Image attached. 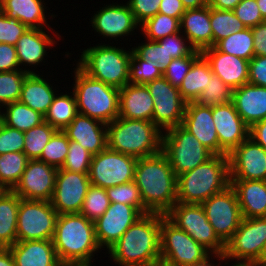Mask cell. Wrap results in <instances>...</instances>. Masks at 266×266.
<instances>
[{
  "instance_id": "2644e50d",
  "label": "cell",
  "mask_w": 266,
  "mask_h": 266,
  "mask_svg": "<svg viewBox=\"0 0 266 266\" xmlns=\"http://www.w3.org/2000/svg\"><path fill=\"white\" fill-rule=\"evenodd\" d=\"M250 264L252 266H266V263H261V262H251Z\"/></svg>"
},
{
  "instance_id": "4dcf8cb0",
  "label": "cell",
  "mask_w": 266,
  "mask_h": 266,
  "mask_svg": "<svg viewBox=\"0 0 266 266\" xmlns=\"http://www.w3.org/2000/svg\"><path fill=\"white\" fill-rule=\"evenodd\" d=\"M53 39L43 29H28L18 40L16 53L19 65H35L44 59L46 47L53 44Z\"/></svg>"
},
{
  "instance_id": "4fadbf2b",
  "label": "cell",
  "mask_w": 266,
  "mask_h": 266,
  "mask_svg": "<svg viewBox=\"0 0 266 266\" xmlns=\"http://www.w3.org/2000/svg\"><path fill=\"white\" fill-rule=\"evenodd\" d=\"M266 242V217L242 218L239 228L225 243L220 260L239 259L240 263L260 262Z\"/></svg>"
},
{
  "instance_id": "7a4b0ae2",
  "label": "cell",
  "mask_w": 266,
  "mask_h": 266,
  "mask_svg": "<svg viewBox=\"0 0 266 266\" xmlns=\"http://www.w3.org/2000/svg\"><path fill=\"white\" fill-rule=\"evenodd\" d=\"M161 214H144L109 248V253L121 266H151L161 259Z\"/></svg>"
},
{
  "instance_id": "60d3db41",
  "label": "cell",
  "mask_w": 266,
  "mask_h": 266,
  "mask_svg": "<svg viewBox=\"0 0 266 266\" xmlns=\"http://www.w3.org/2000/svg\"><path fill=\"white\" fill-rule=\"evenodd\" d=\"M142 31L148 40L158 41L166 36L181 31L180 20L168 15L157 13L142 24Z\"/></svg>"
},
{
  "instance_id": "5bb4252c",
  "label": "cell",
  "mask_w": 266,
  "mask_h": 266,
  "mask_svg": "<svg viewBox=\"0 0 266 266\" xmlns=\"http://www.w3.org/2000/svg\"><path fill=\"white\" fill-rule=\"evenodd\" d=\"M218 237L226 243L239 228L242 220L235 190L230 185L201 204Z\"/></svg>"
},
{
  "instance_id": "8d00e7d4",
  "label": "cell",
  "mask_w": 266,
  "mask_h": 266,
  "mask_svg": "<svg viewBox=\"0 0 266 266\" xmlns=\"http://www.w3.org/2000/svg\"><path fill=\"white\" fill-rule=\"evenodd\" d=\"M29 160L23 152H8L0 155V184L7 190H13Z\"/></svg>"
},
{
  "instance_id": "f907efd6",
  "label": "cell",
  "mask_w": 266,
  "mask_h": 266,
  "mask_svg": "<svg viewBox=\"0 0 266 266\" xmlns=\"http://www.w3.org/2000/svg\"><path fill=\"white\" fill-rule=\"evenodd\" d=\"M149 43L133 48L132 51L142 60H151L157 62L164 70L173 57L168 56L165 50V43H158L157 41L148 40Z\"/></svg>"
},
{
  "instance_id": "52a82bcc",
  "label": "cell",
  "mask_w": 266,
  "mask_h": 266,
  "mask_svg": "<svg viewBox=\"0 0 266 266\" xmlns=\"http://www.w3.org/2000/svg\"><path fill=\"white\" fill-rule=\"evenodd\" d=\"M132 51L100 45L82 52L77 65L91 78L121 89L129 84Z\"/></svg>"
},
{
  "instance_id": "277c9868",
  "label": "cell",
  "mask_w": 266,
  "mask_h": 266,
  "mask_svg": "<svg viewBox=\"0 0 266 266\" xmlns=\"http://www.w3.org/2000/svg\"><path fill=\"white\" fill-rule=\"evenodd\" d=\"M230 184L228 155H213L193 170L177 176V202L202 204Z\"/></svg>"
},
{
  "instance_id": "7bdbcfd3",
  "label": "cell",
  "mask_w": 266,
  "mask_h": 266,
  "mask_svg": "<svg viewBox=\"0 0 266 266\" xmlns=\"http://www.w3.org/2000/svg\"><path fill=\"white\" fill-rule=\"evenodd\" d=\"M68 148L69 139L67 135L63 131L57 130L42 150L38 160L56 168H61L65 162Z\"/></svg>"
},
{
  "instance_id": "003e7915",
  "label": "cell",
  "mask_w": 266,
  "mask_h": 266,
  "mask_svg": "<svg viewBox=\"0 0 266 266\" xmlns=\"http://www.w3.org/2000/svg\"><path fill=\"white\" fill-rule=\"evenodd\" d=\"M256 2L261 12L262 18L266 20V0H256Z\"/></svg>"
},
{
  "instance_id": "c3c4849f",
  "label": "cell",
  "mask_w": 266,
  "mask_h": 266,
  "mask_svg": "<svg viewBox=\"0 0 266 266\" xmlns=\"http://www.w3.org/2000/svg\"><path fill=\"white\" fill-rule=\"evenodd\" d=\"M92 154L76 141L69 140L68 153L60 169L89 174Z\"/></svg>"
},
{
  "instance_id": "484cf974",
  "label": "cell",
  "mask_w": 266,
  "mask_h": 266,
  "mask_svg": "<svg viewBox=\"0 0 266 266\" xmlns=\"http://www.w3.org/2000/svg\"><path fill=\"white\" fill-rule=\"evenodd\" d=\"M232 102L249 127L266 119V87L244 84L233 90Z\"/></svg>"
},
{
  "instance_id": "d6986e66",
  "label": "cell",
  "mask_w": 266,
  "mask_h": 266,
  "mask_svg": "<svg viewBox=\"0 0 266 266\" xmlns=\"http://www.w3.org/2000/svg\"><path fill=\"white\" fill-rule=\"evenodd\" d=\"M230 179L265 180L266 150L248 137L229 154Z\"/></svg>"
},
{
  "instance_id": "8fae6325",
  "label": "cell",
  "mask_w": 266,
  "mask_h": 266,
  "mask_svg": "<svg viewBox=\"0 0 266 266\" xmlns=\"http://www.w3.org/2000/svg\"><path fill=\"white\" fill-rule=\"evenodd\" d=\"M58 215L51 201L20 199L17 241L52 240Z\"/></svg>"
},
{
  "instance_id": "e7e4bbea",
  "label": "cell",
  "mask_w": 266,
  "mask_h": 266,
  "mask_svg": "<svg viewBox=\"0 0 266 266\" xmlns=\"http://www.w3.org/2000/svg\"><path fill=\"white\" fill-rule=\"evenodd\" d=\"M0 266H15L14 258L10 248L0 247Z\"/></svg>"
},
{
  "instance_id": "f5cc1de1",
  "label": "cell",
  "mask_w": 266,
  "mask_h": 266,
  "mask_svg": "<svg viewBox=\"0 0 266 266\" xmlns=\"http://www.w3.org/2000/svg\"><path fill=\"white\" fill-rule=\"evenodd\" d=\"M24 132L5 125L0 120V155L8 152H23Z\"/></svg>"
},
{
  "instance_id": "9f6ffc18",
  "label": "cell",
  "mask_w": 266,
  "mask_h": 266,
  "mask_svg": "<svg viewBox=\"0 0 266 266\" xmlns=\"http://www.w3.org/2000/svg\"><path fill=\"white\" fill-rule=\"evenodd\" d=\"M185 39L183 36L180 37V33H175L165 38L158 40V43H165V50L167 51L168 56L174 58H182L184 56H189L195 49L189 45L186 46Z\"/></svg>"
},
{
  "instance_id": "6f0895ef",
  "label": "cell",
  "mask_w": 266,
  "mask_h": 266,
  "mask_svg": "<svg viewBox=\"0 0 266 266\" xmlns=\"http://www.w3.org/2000/svg\"><path fill=\"white\" fill-rule=\"evenodd\" d=\"M248 83L266 87V56H254L249 61Z\"/></svg>"
},
{
  "instance_id": "e0dca14e",
  "label": "cell",
  "mask_w": 266,
  "mask_h": 266,
  "mask_svg": "<svg viewBox=\"0 0 266 266\" xmlns=\"http://www.w3.org/2000/svg\"><path fill=\"white\" fill-rule=\"evenodd\" d=\"M58 168L39 161L29 160L21 179L13 191L25 200L51 201Z\"/></svg>"
},
{
  "instance_id": "7402d4cb",
  "label": "cell",
  "mask_w": 266,
  "mask_h": 266,
  "mask_svg": "<svg viewBox=\"0 0 266 266\" xmlns=\"http://www.w3.org/2000/svg\"><path fill=\"white\" fill-rule=\"evenodd\" d=\"M201 54L209 62L212 73L232 90L248 83V60L223 53L215 46L203 50Z\"/></svg>"
},
{
  "instance_id": "2e32d148",
  "label": "cell",
  "mask_w": 266,
  "mask_h": 266,
  "mask_svg": "<svg viewBox=\"0 0 266 266\" xmlns=\"http://www.w3.org/2000/svg\"><path fill=\"white\" fill-rule=\"evenodd\" d=\"M90 185L88 174L58 168L52 206L59 215L80 213Z\"/></svg>"
},
{
  "instance_id": "74e56055",
  "label": "cell",
  "mask_w": 266,
  "mask_h": 266,
  "mask_svg": "<svg viewBox=\"0 0 266 266\" xmlns=\"http://www.w3.org/2000/svg\"><path fill=\"white\" fill-rule=\"evenodd\" d=\"M210 25L213 33V46L232 33L247 27L234 14L233 10H216L210 7Z\"/></svg>"
},
{
  "instance_id": "6da1fadb",
  "label": "cell",
  "mask_w": 266,
  "mask_h": 266,
  "mask_svg": "<svg viewBox=\"0 0 266 266\" xmlns=\"http://www.w3.org/2000/svg\"><path fill=\"white\" fill-rule=\"evenodd\" d=\"M134 181L149 213L165 215L177 202V176L162 151L137 159Z\"/></svg>"
},
{
  "instance_id": "d4e9b609",
  "label": "cell",
  "mask_w": 266,
  "mask_h": 266,
  "mask_svg": "<svg viewBox=\"0 0 266 266\" xmlns=\"http://www.w3.org/2000/svg\"><path fill=\"white\" fill-rule=\"evenodd\" d=\"M154 101L144 84H126L119 89V117L153 121Z\"/></svg>"
},
{
  "instance_id": "7dc6e473",
  "label": "cell",
  "mask_w": 266,
  "mask_h": 266,
  "mask_svg": "<svg viewBox=\"0 0 266 266\" xmlns=\"http://www.w3.org/2000/svg\"><path fill=\"white\" fill-rule=\"evenodd\" d=\"M107 196L112 203H124L134 206L143 215L149 212L144 208V204L140 195V190L135 181L125 184L116 185L106 189Z\"/></svg>"
},
{
  "instance_id": "91938a15",
  "label": "cell",
  "mask_w": 266,
  "mask_h": 266,
  "mask_svg": "<svg viewBox=\"0 0 266 266\" xmlns=\"http://www.w3.org/2000/svg\"><path fill=\"white\" fill-rule=\"evenodd\" d=\"M254 56H266V20L251 27Z\"/></svg>"
},
{
  "instance_id": "11e5206c",
  "label": "cell",
  "mask_w": 266,
  "mask_h": 266,
  "mask_svg": "<svg viewBox=\"0 0 266 266\" xmlns=\"http://www.w3.org/2000/svg\"><path fill=\"white\" fill-rule=\"evenodd\" d=\"M214 264H212V263H207V264H204V265H202V266H213ZM217 266V265H216Z\"/></svg>"
},
{
  "instance_id": "89a4df30",
  "label": "cell",
  "mask_w": 266,
  "mask_h": 266,
  "mask_svg": "<svg viewBox=\"0 0 266 266\" xmlns=\"http://www.w3.org/2000/svg\"><path fill=\"white\" fill-rule=\"evenodd\" d=\"M260 262L266 263V242H265L264 247H263L262 252H261Z\"/></svg>"
},
{
  "instance_id": "f1b7e54d",
  "label": "cell",
  "mask_w": 266,
  "mask_h": 266,
  "mask_svg": "<svg viewBox=\"0 0 266 266\" xmlns=\"http://www.w3.org/2000/svg\"><path fill=\"white\" fill-rule=\"evenodd\" d=\"M242 218L266 217V181L230 179Z\"/></svg>"
},
{
  "instance_id": "9c48e42d",
  "label": "cell",
  "mask_w": 266,
  "mask_h": 266,
  "mask_svg": "<svg viewBox=\"0 0 266 266\" xmlns=\"http://www.w3.org/2000/svg\"><path fill=\"white\" fill-rule=\"evenodd\" d=\"M166 131L162 135V152L168 157L176 176L193 170L214 155L182 125Z\"/></svg>"
},
{
  "instance_id": "3957f363",
  "label": "cell",
  "mask_w": 266,
  "mask_h": 266,
  "mask_svg": "<svg viewBox=\"0 0 266 266\" xmlns=\"http://www.w3.org/2000/svg\"><path fill=\"white\" fill-rule=\"evenodd\" d=\"M52 242L62 265H91L96 241L94 221L81 213L58 215Z\"/></svg>"
},
{
  "instance_id": "e575fe53",
  "label": "cell",
  "mask_w": 266,
  "mask_h": 266,
  "mask_svg": "<svg viewBox=\"0 0 266 266\" xmlns=\"http://www.w3.org/2000/svg\"><path fill=\"white\" fill-rule=\"evenodd\" d=\"M7 106L6 113L0 111V120L7 126L26 132L44 122V116L29 106L16 101Z\"/></svg>"
},
{
  "instance_id": "1f68e13d",
  "label": "cell",
  "mask_w": 266,
  "mask_h": 266,
  "mask_svg": "<svg viewBox=\"0 0 266 266\" xmlns=\"http://www.w3.org/2000/svg\"><path fill=\"white\" fill-rule=\"evenodd\" d=\"M43 7L41 0H1L0 10L30 29H43V24L46 25Z\"/></svg>"
},
{
  "instance_id": "d6a6232c",
  "label": "cell",
  "mask_w": 266,
  "mask_h": 266,
  "mask_svg": "<svg viewBox=\"0 0 266 266\" xmlns=\"http://www.w3.org/2000/svg\"><path fill=\"white\" fill-rule=\"evenodd\" d=\"M20 197L7 190L0 196V247L9 248L17 242V216Z\"/></svg>"
},
{
  "instance_id": "816d5d0a",
  "label": "cell",
  "mask_w": 266,
  "mask_h": 266,
  "mask_svg": "<svg viewBox=\"0 0 266 266\" xmlns=\"http://www.w3.org/2000/svg\"><path fill=\"white\" fill-rule=\"evenodd\" d=\"M29 28L16 18L7 17L0 10V43L15 46Z\"/></svg>"
},
{
  "instance_id": "ee69618b",
  "label": "cell",
  "mask_w": 266,
  "mask_h": 266,
  "mask_svg": "<svg viewBox=\"0 0 266 266\" xmlns=\"http://www.w3.org/2000/svg\"><path fill=\"white\" fill-rule=\"evenodd\" d=\"M138 63V64H137ZM163 69L157 62L140 59L133 51L131 55L129 83L147 84L163 76Z\"/></svg>"
},
{
  "instance_id": "f546056e",
  "label": "cell",
  "mask_w": 266,
  "mask_h": 266,
  "mask_svg": "<svg viewBox=\"0 0 266 266\" xmlns=\"http://www.w3.org/2000/svg\"><path fill=\"white\" fill-rule=\"evenodd\" d=\"M50 86L36 73H29L23 82L19 102L45 116L55 96Z\"/></svg>"
},
{
  "instance_id": "5b68a950",
  "label": "cell",
  "mask_w": 266,
  "mask_h": 266,
  "mask_svg": "<svg viewBox=\"0 0 266 266\" xmlns=\"http://www.w3.org/2000/svg\"><path fill=\"white\" fill-rule=\"evenodd\" d=\"M153 121L116 118L107 124V147L135 158L162 151V132Z\"/></svg>"
},
{
  "instance_id": "6125c7cd",
  "label": "cell",
  "mask_w": 266,
  "mask_h": 266,
  "mask_svg": "<svg viewBox=\"0 0 266 266\" xmlns=\"http://www.w3.org/2000/svg\"><path fill=\"white\" fill-rule=\"evenodd\" d=\"M249 137L266 150V119L258 121L250 127Z\"/></svg>"
},
{
  "instance_id": "4316f807",
  "label": "cell",
  "mask_w": 266,
  "mask_h": 266,
  "mask_svg": "<svg viewBox=\"0 0 266 266\" xmlns=\"http://www.w3.org/2000/svg\"><path fill=\"white\" fill-rule=\"evenodd\" d=\"M15 266H61L52 240L17 241L9 247Z\"/></svg>"
},
{
  "instance_id": "603a6c76",
  "label": "cell",
  "mask_w": 266,
  "mask_h": 266,
  "mask_svg": "<svg viewBox=\"0 0 266 266\" xmlns=\"http://www.w3.org/2000/svg\"><path fill=\"white\" fill-rule=\"evenodd\" d=\"M63 132L69 140L78 142L92 155L107 147V124L88 116L78 114Z\"/></svg>"
},
{
  "instance_id": "8992f818",
  "label": "cell",
  "mask_w": 266,
  "mask_h": 266,
  "mask_svg": "<svg viewBox=\"0 0 266 266\" xmlns=\"http://www.w3.org/2000/svg\"><path fill=\"white\" fill-rule=\"evenodd\" d=\"M73 95L78 113L105 124L119 117V89L95 80L79 67L75 71ZM80 110V111H79Z\"/></svg>"
},
{
  "instance_id": "836d02e7",
  "label": "cell",
  "mask_w": 266,
  "mask_h": 266,
  "mask_svg": "<svg viewBox=\"0 0 266 266\" xmlns=\"http://www.w3.org/2000/svg\"><path fill=\"white\" fill-rule=\"evenodd\" d=\"M214 76L209 62L201 54L192 64L180 87L181 97L187 102H195L209 80Z\"/></svg>"
},
{
  "instance_id": "bcb514c9",
  "label": "cell",
  "mask_w": 266,
  "mask_h": 266,
  "mask_svg": "<svg viewBox=\"0 0 266 266\" xmlns=\"http://www.w3.org/2000/svg\"><path fill=\"white\" fill-rule=\"evenodd\" d=\"M110 200L106 189L90 185L83 201L80 213L87 219L95 221L101 217L109 208Z\"/></svg>"
},
{
  "instance_id": "a7ac6f4b",
  "label": "cell",
  "mask_w": 266,
  "mask_h": 266,
  "mask_svg": "<svg viewBox=\"0 0 266 266\" xmlns=\"http://www.w3.org/2000/svg\"><path fill=\"white\" fill-rule=\"evenodd\" d=\"M151 266H175V265H173V264H171V263H168L167 261H165V260H162V259H159V260H157L153 265H151Z\"/></svg>"
},
{
  "instance_id": "681fc988",
  "label": "cell",
  "mask_w": 266,
  "mask_h": 266,
  "mask_svg": "<svg viewBox=\"0 0 266 266\" xmlns=\"http://www.w3.org/2000/svg\"><path fill=\"white\" fill-rule=\"evenodd\" d=\"M201 55L194 50L189 56L174 58L163 71V77L174 87L179 88L193 62Z\"/></svg>"
},
{
  "instance_id": "9a60e30c",
  "label": "cell",
  "mask_w": 266,
  "mask_h": 266,
  "mask_svg": "<svg viewBox=\"0 0 266 266\" xmlns=\"http://www.w3.org/2000/svg\"><path fill=\"white\" fill-rule=\"evenodd\" d=\"M145 85L154 101V124L165 130L181 125L187 102L181 97L179 89L163 76Z\"/></svg>"
},
{
  "instance_id": "db71d44e",
  "label": "cell",
  "mask_w": 266,
  "mask_h": 266,
  "mask_svg": "<svg viewBox=\"0 0 266 266\" xmlns=\"http://www.w3.org/2000/svg\"><path fill=\"white\" fill-rule=\"evenodd\" d=\"M233 12L247 28L265 21L256 0H241L233 9Z\"/></svg>"
},
{
  "instance_id": "ffe728a7",
  "label": "cell",
  "mask_w": 266,
  "mask_h": 266,
  "mask_svg": "<svg viewBox=\"0 0 266 266\" xmlns=\"http://www.w3.org/2000/svg\"><path fill=\"white\" fill-rule=\"evenodd\" d=\"M219 145L229 154L249 137L250 127L242 120L233 102L212 107Z\"/></svg>"
},
{
  "instance_id": "ab89813d",
  "label": "cell",
  "mask_w": 266,
  "mask_h": 266,
  "mask_svg": "<svg viewBox=\"0 0 266 266\" xmlns=\"http://www.w3.org/2000/svg\"><path fill=\"white\" fill-rule=\"evenodd\" d=\"M57 130L45 121L24 132L23 153L30 159H39L42 150Z\"/></svg>"
},
{
  "instance_id": "680465c9",
  "label": "cell",
  "mask_w": 266,
  "mask_h": 266,
  "mask_svg": "<svg viewBox=\"0 0 266 266\" xmlns=\"http://www.w3.org/2000/svg\"><path fill=\"white\" fill-rule=\"evenodd\" d=\"M19 65L16 46L0 43V72H11L18 70Z\"/></svg>"
},
{
  "instance_id": "11a10c76",
  "label": "cell",
  "mask_w": 266,
  "mask_h": 266,
  "mask_svg": "<svg viewBox=\"0 0 266 266\" xmlns=\"http://www.w3.org/2000/svg\"><path fill=\"white\" fill-rule=\"evenodd\" d=\"M161 0H129L128 5L137 23L142 25L159 12Z\"/></svg>"
},
{
  "instance_id": "44dd1931",
  "label": "cell",
  "mask_w": 266,
  "mask_h": 266,
  "mask_svg": "<svg viewBox=\"0 0 266 266\" xmlns=\"http://www.w3.org/2000/svg\"><path fill=\"white\" fill-rule=\"evenodd\" d=\"M181 125L214 155H228L219 145L212 117V107L202 106L196 102L187 103Z\"/></svg>"
},
{
  "instance_id": "be15d7a7",
  "label": "cell",
  "mask_w": 266,
  "mask_h": 266,
  "mask_svg": "<svg viewBox=\"0 0 266 266\" xmlns=\"http://www.w3.org/2000/svg\"><path fill=\"white\" fill-rule=\"evenodd\" d=\"M241 0H209V6L216 10H233Z\"/></svg>"
},
{
  "instance_id": "753ad0ef",
  "label": "cell",
  "mask_w": 266,
  "mask_h": 266,
  "mask_svg": "<svg viewBox=\"0 0 266 266\" xmlns=\"http://www.w3.org/2000/svg\"><path fill=\"white\" fill-rule=\"evenodd\" d=\"M6 191H7V189L0 184V196Z\"/></svg>"
},
{
  "instance_id": "ac0fdd59",
  "label": "cell",
  "mask_w": 266,
  "mask_h": 266,
  "mask_svg": "<svg viewBox=\"0 0 266 266\" xmlns=\"http://www.w3.org/2000/svg\"><path fill=\"white\" fill-rule=\"evenodd\" d=\"M142 216L134 206L110 202L106 212L94 221L95 237L100 249L104 245L109 249Z\"/></svg>"
},
{
  "instance_id": "f35d334b",
  "label": "cell",
  "mask_w": 266,
  "mask_h": 266,
  "mask_svg": "<svg viewBox=\"0 0 266 266\" xmlns=\"http://www.w3.org/2000/svg\"><path fill=\"white\" fill-rule=\"evenodd\" d=\"M215 47L226 54L250 61L254 57L253 35L251 28L232 33L220 40Z\"/></svg>"
},
{
  "instance_id": "8c879c8a",
  "label": "cell",
  "mask_w": 266,
  "mask_h": 266,
  "mask_svg": "<svg viewBox=\"0 0 266 266\" xmlns=\"http://www.w3.org/2000/svg\"><path fill=\"white\" fill-rule=\"evenodd\" d=\"M232 266H252L250 263H240V262H238V263H236L235 265H232Z\"/></svg>"
},
{
  "instance_id": "cb8c5ba5",
  "label": "cell",
  "mask_w": 266,
  "mask_h": 266,
  "mask_svg": "<svg viewBox=\"0 0 266 266\" xmlns=\"http://www.w3.org/2000/svg\"><path fill=\"white\" fill-rule=\"evenodd\" d=\"M92 18V26L97 32L106 37L124 36L138 26L128 4L107 6Z\"/></svg>"
},
{
  "instance_id": "ba28073f",
  "label": "cell",
  "mask_w": 266,
  "mask_h": 266,
  "mask_svg": "<svg viewBox=\"0 0 266 266\" xmlns=\"http://www.w3.org/2000/svg\"><path fill=\"white\" fill-rule=\"evenodd\" d=\"M161 259L175 266H202L210 263L209 250L194 241L189 234L179 229L161 214L160 227Z\"/></svg>"
},
{
  "instance_id": "30bf717a",
  "label": "cell",
  "mask_w": 266,
  "mask_h": 266,
  "mask_svg": "<svg viewBox=\"0 0 266 266\" xmlns=\"http://www.w3.org/2000/svg\"><path fill=\"white\" fill-rule=\"evenodd\" d=\"M165 216L182 229L197 243L221 258L225 251V243L215 233L209 223L201 204H184L176 202Z\"/></svg>"
},
{
  "instance_id": "34e18365",
  "label": "cell",
  "mask_w": 266,
  "mask_h": 266,
  "mask_svg": "<svg viewBox=\"0 0 266 266\" xmlns=\"http://www.w3.org/2000/svg\"><path fill=\"white\" fill-rule=\"evenodd\" d=\"M61 266H90V265H61Z\"/></svg>"
},
{
  "instance_id": "03108f58",
  "label": "cell",
  "mask_w": 266,
  "mask_h": 266,
  "mask_svg": "<svg viewBox=\"0 0 266 266\" xmlns=\"http://www.w3.org/2000/svg\"><path fill=\"white\" fill-rule=\"evenodd\" d=\"M185 9H199L209 5V0H181Z\"/></svg>"
},
{
  "instance_id": "83f0119b",
  "label": "cell",
  "mask_w": 266,
  "mask_h": 266,
  "mask_svg": "<svg viewBox=\"0 0 266 266\" xmlns=\"http://www.w3.org/2000/svg\"><path fill=\"white\" fill-rule=\"evenodd\" d=\"M187 41L197 51L213 47V33L210 25V6L186 9L180 19Z\"/></svg>"
},
{
  "instance_id": "94428289",
  "label": "cell",
  "mask_w": 266,
  "mask_h": 266,
  "mask_svg": "<svg viewBox=\"0 0 266 266\" xmlns=\"http://www.w3.org/2000/svg\"><path fill=\"white\" fill-rule=\"evenodd\" d=\"M185 11L186 9L181 0H161L158 13L180 20Z\"/></svg>"
},
{
  "instance_id": "d590c367",
  "label": "cell",
  "mask_w": 266,
  "mask_h": 266,
  "mask_svg": "<svg viewBox=\"0 0 266 266\" xmlns=\"http://www.w3.org/2000/svg\"><path fill=\"white\" fill-rule=\"evenodd\" d=\"M75 95L54 96L52 104L44 116V121L56 130L63 131L78 115Z\"/></svg>"
},
{
  "instance_id": "7c38bea8",
  "label": "cell",
  "mask_w": 266,
  "mask_h": 266,
  "mask_svg": "<svg viewBox=\"0 0 266 266\" xmlns=\"http://www.w3.org/2000/svg\"><path fill=\"white\" fill-rule=\"evenodd\" d=\"M137 158L106 147L92 156L89 180L91 185L107 189L134 180Z\"/></svg>"
},
{
  "instance_id": "f6af8a7d",
  "label": "cell",
  "mask_w": 266,
  "mask_h": 266,
  "mask_svg": "<svg viewBox=\"0 0 266 266\" xmlns=\"http://www.w3.org/2000/svg\"><path fill=\"white\" fill-rule=\"evenodd\" d=\"M232 96L233 90L214 75L195 102L202 106L213 107L231 102Z\"/></svg>"
},
{
  "instance_id": "b9f144b4",
  "label": "cell",
  "mask_w": 266,
  "mask_h": 266,
  "mask_svg": "<svg viewBox=\"0 0 266 266\" xmlns=\"http://www.w3.org/2000/svg\"><path fill=\"white\" fill-rule=\"evenodd\" d=\"M30 70H15L11 72H0V103L3 105L19 101L21 89L25 77Z\"/></svg>"
}]
</instances>
